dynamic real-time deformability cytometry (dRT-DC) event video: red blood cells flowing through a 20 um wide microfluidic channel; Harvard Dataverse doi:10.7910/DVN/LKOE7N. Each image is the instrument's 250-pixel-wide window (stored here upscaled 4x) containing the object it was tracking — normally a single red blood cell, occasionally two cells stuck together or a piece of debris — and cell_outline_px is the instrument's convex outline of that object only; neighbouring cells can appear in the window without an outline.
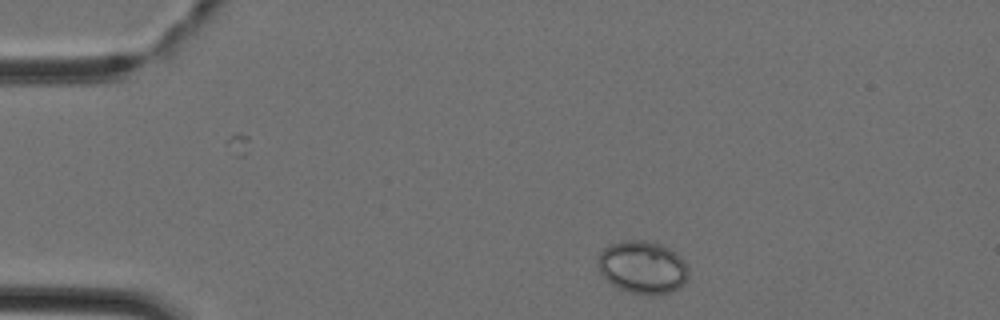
{"species": "Egyptian fruit bat (a non-hibernating species)", "species_latin": "Rousettus aegyptiacus", "temperature_condition": "cold", "stored_images_in_passage": 38, "camera_frame_rate_fps": 3000, "um_per_image_px": 0.085, "animal": {"sex": "female"}, "frame": {"image": 1, "passage_image": 1, "time_ms": 0.0, "image_size_px": [1000, 320], "cell_outline_px": [[688, 276], [684, 284], [680, 288], [668, 292], [652, 296], [632, 292], [620, 288], [612, 284], [600, 272], [596, 260], [600, 252], [608, 244], [620, 240], [644, 240], [660, 244], [668, 248], [684, 260], [688, 268]], "centroid_in_image_um": [54.61, 22.7], "position_along_channel_um": 30.4, "area_um2": 27.92}}
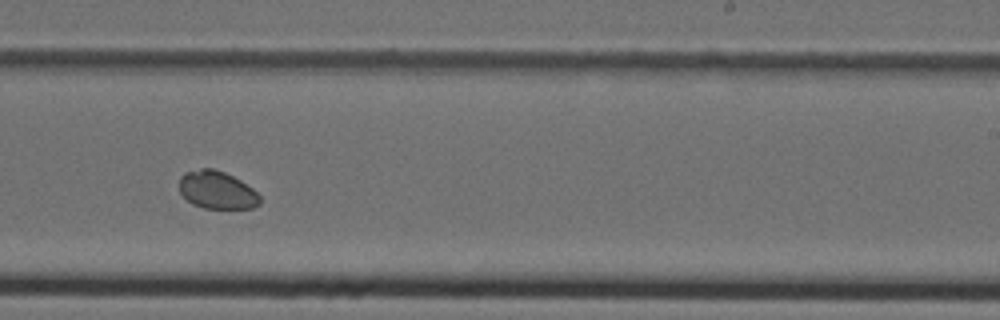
{"frame": {"image": 2, "passage_image": 21, "time_ms": 6.667, "image_size_px": [1000, 320], "cell_outline_px": [[260, 204], [252, 208], [204, 208], [192, 204], [180, 192], [180, 176], [184, 172], [200, 168], [212, 168], [224, 172], [240, 180], [252, 188], [260, 196]], "centroid_in_image_um": [18.43, 16.15], "position_along_channel_um": 270.6, "area_um2": 17.69}}
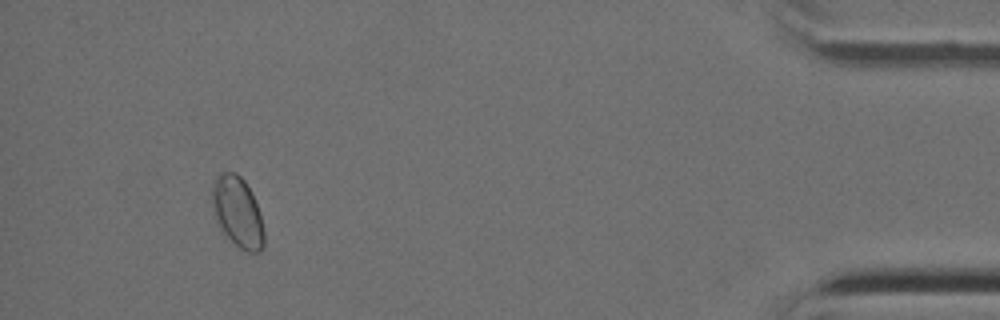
{"frame": {"image": 3, "passage_image": 35, "time_ms": 11.333, "image_size_px": [1000, 320], "cell_outline_px": [[264, 248], [260, 252], [248, 252], [240, 248], [224, 236], [220, 232], [216, 224], [212, 204], [212, 184], [216, 176], [224, 172], [236, 172], [244, 180], [260, 212], [264, 232]], "centroid_in_image_um": [20.17, 18.06], "position_along_channel_um": 415.0, "area_um2": 21.62}}